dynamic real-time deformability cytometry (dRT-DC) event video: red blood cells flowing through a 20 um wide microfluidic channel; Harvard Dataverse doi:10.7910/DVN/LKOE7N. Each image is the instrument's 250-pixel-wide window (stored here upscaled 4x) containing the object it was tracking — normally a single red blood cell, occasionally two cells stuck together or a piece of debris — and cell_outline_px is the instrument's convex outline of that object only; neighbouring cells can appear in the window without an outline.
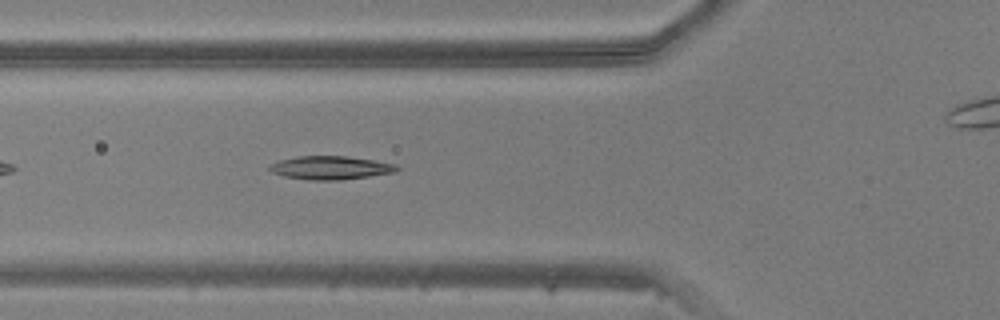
{"species": "common noctule bat (a hibernating species)", "species_latin": "Nyctalus noctula", "temperature_condition": "warm", "stored_images_in_passage": 31, "camera_frame_rate_fps": 3000, "um_per_image_px": 0.085, "animal": {"sex": "male", "body_mass_g": 20.5, "forearm_length_mm": 52.5}, "frame": {"image": 1, "passage_image": 6, "time_ms": 1.667, "image_size_px": [1000, 320], "cell_outline_px": [[400, 168], [396, 172], [340, 180], [312, 180], [284, 176], [272, 172], [268, 168], [272, 164], [280, 160], [300, 156], [348, 156], [396, 164]], "centroid_in_image_um": [28.12, 14.26], "position_along_channel_um": 97.7, "area_um2": 17.17}}
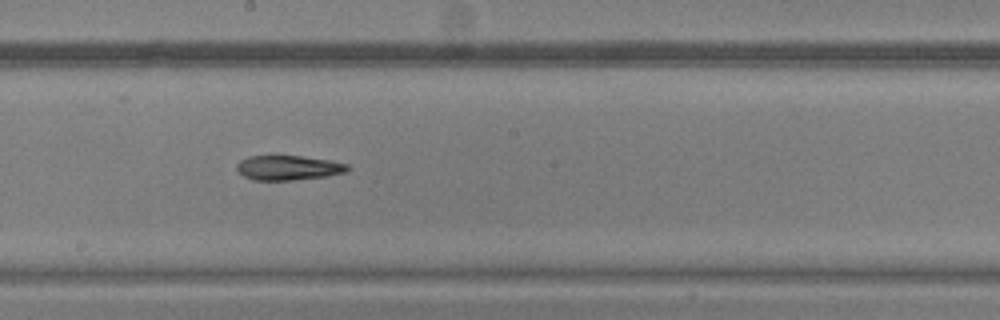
{"frame": {"image": 2, "passage_image": 15, "time_ms": 4.667, "image_size_px": [1000, 320], "cell_outline_px": [[352, 168], [348, 172], [328, 176], [292, 180], [252, 180], [244, 176], [236, 168], [236, 164], [240, 160], [248, 156], [300, 156], [328, 160], [348, 164]], "centroid_in_image_um": [24.54, 14.26], "position_along_channel_um": 223.7, "area_um2": 16.01}}
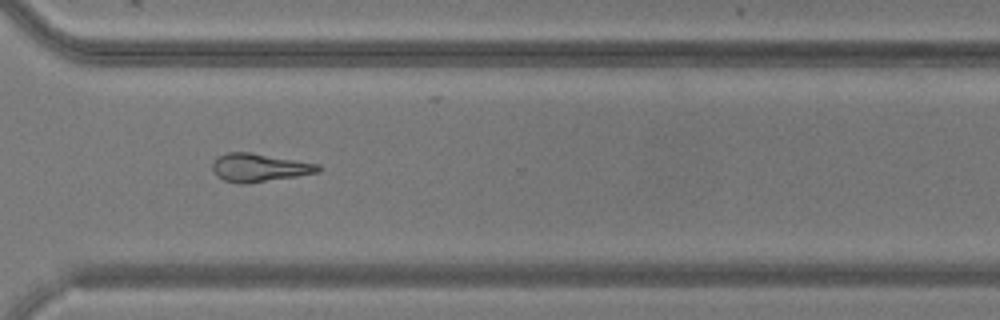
{"frame": {"image": 3, "passage_image": 24, "time_ms": 7.667, "image_size_px": [1000, 320], "cell_outline_px": [[320, 172], [296, 176], [244, 184], [240, 184], [224, 180], [216, 176], [212, 168], [212, 164], [216, 156], [228, 152], [252, 152], [320, 164]], "centroid_in_image_um": [22.01, 14.23], "position_along_channel_um": 348.6, "area_um2": 17.46}}